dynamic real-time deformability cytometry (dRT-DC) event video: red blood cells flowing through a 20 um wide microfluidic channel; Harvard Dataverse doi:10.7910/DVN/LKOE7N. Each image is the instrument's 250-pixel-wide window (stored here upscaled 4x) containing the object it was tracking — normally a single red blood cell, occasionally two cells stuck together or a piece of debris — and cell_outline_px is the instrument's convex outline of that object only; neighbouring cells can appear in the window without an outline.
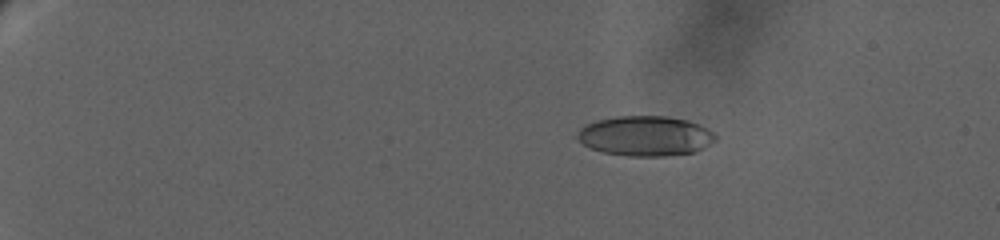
{"species": "human", "species_latin": "Homo sapiens", "temperature_condition": "warm", "stored_images_in_passage": 77, "camera_frame_rate_fps": 3000, "um_per_image_px": 0.085, "donor": {"sex": "female"}, "frame": {"image": 1, "passage_image": 17, "time_ms": 5.333, "image_size_px": [1000, 240], "cell_outline_px": [[716, 140], [704, 148], [696, 152], [664, 156], [628, 156], [604, 152], [592, 148], [584, 144], [576, 136], [580, 128], [596, 120], [616, 116], [664, 116], [688, 120], [700, 124], [708, 128], [716, 136]], "centroid_in_image_um": [54.9, 11.55], "position_along_channel_um": 30.1, "area_um2": 32.19}}
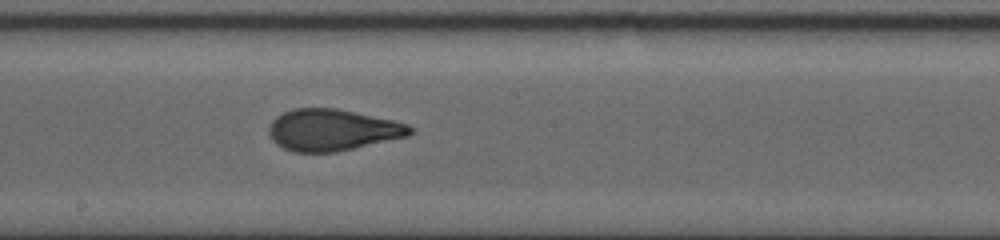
{"frame": {"image": 2, "passage_image": 49, "time_ms": 16.0, "image_size_px": [1000, 240], "cell_outline_px": [[412, 132], [408, 136], [336, 152], [292, 152], [276, 144], [272, 140], [268, 132], [268, 128], [272, 120], [276, 116], [292, 108], [336, 108], [392, 120], [408, 124], [412, 128]], "centroid_in_image_um": [28.21, 11.05], "position_along_channel_um": 220.0, "area_um2": 34.1}}
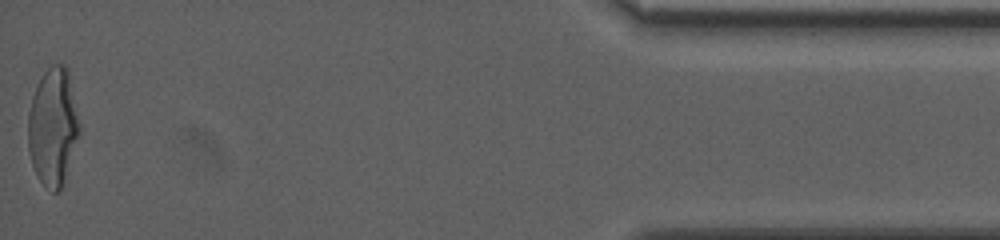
{"frame": {"image": 3, "passage_image": 77, "time_ms": 25.333, "image_size_px": [1000, 240], "cell_outline_px": [[80, 132], [64, 184], [56, 192], [52, 192], [36, 176], [32, 164], [28, 148], [28, 112], [32, 96], [44, 72], [52, 64], [64, 64], [68, 68], [80, 124]], "centroid_in_image_um": [4.51, 10.79], "position_along_channel_um": 430.7, "area_um2": 35.37}, "authors_computed_cell_mechanics": {"area_um2": 33.4084, "velocity_mm_per_s": 2.9606, "shape_relaxation_time_tau1_ms": 9.7738, "shape_relaxation_time_tau2_ms": 1.1527, "deformation_change_tau1": 0.2682, "deformation_change_tau2": 0.0815}}